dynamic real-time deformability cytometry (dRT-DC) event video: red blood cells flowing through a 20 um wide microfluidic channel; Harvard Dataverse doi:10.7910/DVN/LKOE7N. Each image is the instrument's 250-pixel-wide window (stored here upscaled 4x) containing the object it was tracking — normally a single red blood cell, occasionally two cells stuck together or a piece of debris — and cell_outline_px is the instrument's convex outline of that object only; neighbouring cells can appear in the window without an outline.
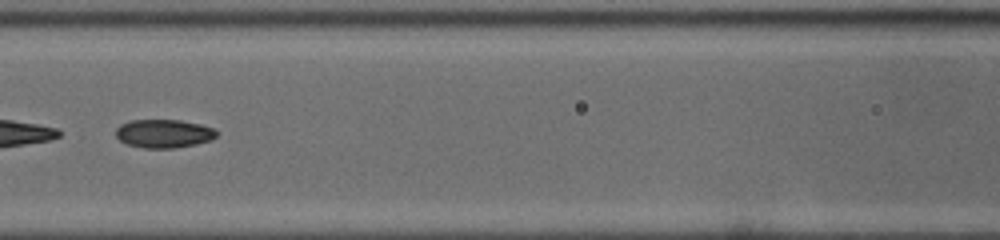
{"species": "common noctule bat (a hibernating species)", "species_latin": "Nyctalus noctula", "temperature_condition": "cold", "stored_images_in_passage": 39, "camera_frame_rate_fps": 3000, "um_per_image_px": 0.085, "animal": {"sex": "male", "body_mass_g": 19.0, "forearm_length_mm": 50.8}, "frame": {"image": 1, "passage_image": 12, "time_ms": 3.667, "image_size_px": [1000, 240], "cell_outline_px": [[216, 136], [212, 140], [196, 144], [176, 148], [144, 148], [128, 144], [120, 140], [116, 136], [116, 128], [120, 124], [128, 120], [180, 120], [200, 124], [216, 128]], "centroid_in_image_um": [13.93, 11.35], "position_along_channel_um": 152.7, "area_um2": 16.82}, "authors_computed_cell_mechanics": {"area_um2": 17.1666, "velocity_mm_per_s": 3.9686, "shape_relaxation_time_tau1_ms": null, "shape_relaxation_time_tau2_ms": 3.4468, "deformation_change_tau1": null, "deformation_change_tau2": 0.0832}}